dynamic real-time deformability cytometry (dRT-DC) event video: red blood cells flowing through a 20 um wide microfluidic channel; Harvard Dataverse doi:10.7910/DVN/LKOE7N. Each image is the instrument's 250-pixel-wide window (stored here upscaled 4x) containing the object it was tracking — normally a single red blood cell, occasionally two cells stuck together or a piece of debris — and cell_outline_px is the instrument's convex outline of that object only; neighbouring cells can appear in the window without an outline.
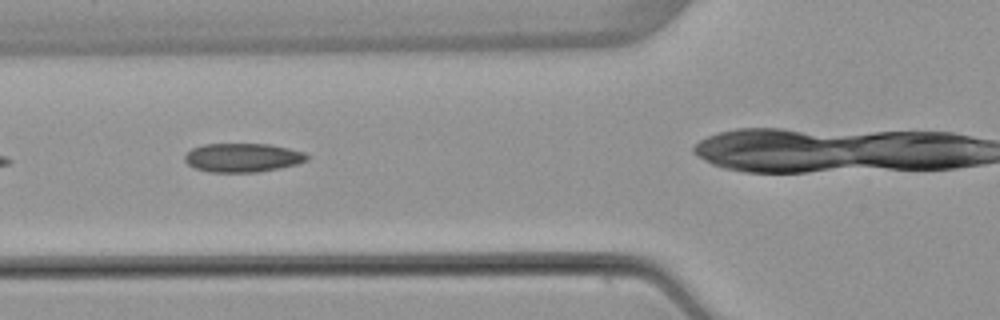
{"species": "common noctule bat (a hibernating species)", "species_latin": "Nyctalus noctula", "temperature_condition": "warm", "stored_images_in_passage": 5, "camera_frame_rate_fps": 3000, "um_per_image_px": 0.085, "animal": {"sex": "female", "body_mass_g": 22.7, "forearm_length_mm": 54.2}, "frame": {"image": 1, "passage_image": 2, "time_ms": 1.333, "image_size_px": [1000, 320], "cell_outline_px": [[308, 160], [296, 164], [280, 168], [256, 172], [208, 172], [196, 168], [188, 164], [184, 160], [184, 156], [192, 148], [204, 144], [268, 144], [288, 148], [304, 152], [308, 156]], "centroid_in_image_um": [20.62, 13.4], "position_along_channel_um": 105.2, "area_um2": 20.46}}